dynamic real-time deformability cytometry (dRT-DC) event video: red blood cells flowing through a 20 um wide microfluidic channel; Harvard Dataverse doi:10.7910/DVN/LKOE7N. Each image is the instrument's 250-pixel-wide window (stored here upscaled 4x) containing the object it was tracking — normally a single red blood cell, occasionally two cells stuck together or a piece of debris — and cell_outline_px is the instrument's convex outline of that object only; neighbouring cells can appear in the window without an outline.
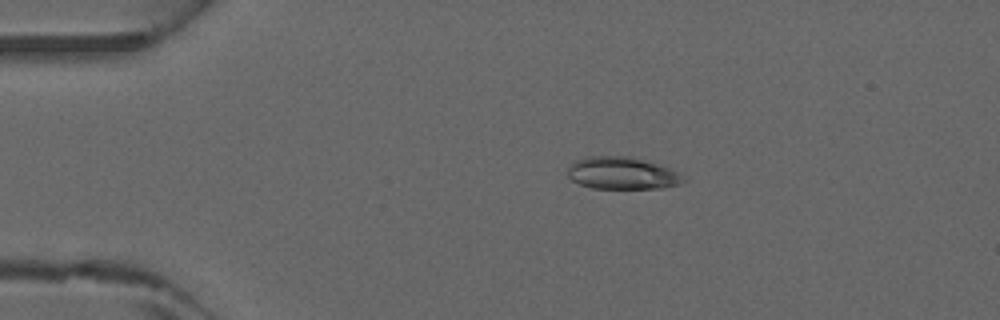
{"species": "common noctule bat (a hibernating species)", "species_latin": "Nyctalus noctula", "temperature_condition": "warm", "stored_images_in_passage": 3, "camera_frame_rate_fps": 3000, "um_per_image_px": 0.085, "animal": {"sex": "male", "forearm_length_mm": 52.5}, "frame": {"image": 1, "passage_image": 2, "time_ms": 0.333, "image_size_px": [1000, 320], "cell_outline_px": [[688, 180], [680, 184], [664, 188], [592, 188], [580, 184], [572, 180], [568, 176], [568, 168], [572, 160], [588, 156], [632, 156], [680, 172]], "centroid_in_image_um": [52.89, 14.71], "position_along_channel_um": 32.1, "area_um2": 21.96}}